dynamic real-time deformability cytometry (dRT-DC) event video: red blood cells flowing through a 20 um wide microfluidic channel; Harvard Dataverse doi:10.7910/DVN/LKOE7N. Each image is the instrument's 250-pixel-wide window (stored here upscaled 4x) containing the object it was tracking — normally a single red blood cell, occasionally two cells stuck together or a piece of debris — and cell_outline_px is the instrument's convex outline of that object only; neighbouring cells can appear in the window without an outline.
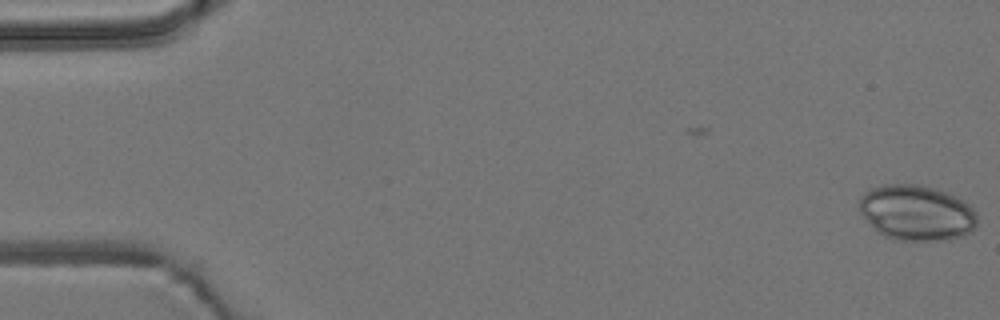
{"species": "common noctule bat (a hibernating species)", "species_latin": "Nyctalus noctula", "temperature_condition": "room temperature", "stored_images_in_passage": 5, "camera_frame_rate_fps": 3000, "um_per_image_px": 0.085, "animal": {"sex": "male", "body_mass_g": 19.2, "forearm_length_mm": 51.8}, "frame": {"image": 1, "passage_image": 5, "time_ms": 1.333, "image_size_px": [1000, 320], "cell_outline_px": [[976, 228], [972, 232], [964, 236], [948, 240], [896, 240], [884, 236], [860, 212], [860, 196], [864, 192], [872, 188], [884, 184], [920, 184], [956, 196], [968, 204], [976, 212]], "centroid_in_image_um": [77.94, 18.09], "position_along_channel_um": 7.1, "area_um2": 37.97}}